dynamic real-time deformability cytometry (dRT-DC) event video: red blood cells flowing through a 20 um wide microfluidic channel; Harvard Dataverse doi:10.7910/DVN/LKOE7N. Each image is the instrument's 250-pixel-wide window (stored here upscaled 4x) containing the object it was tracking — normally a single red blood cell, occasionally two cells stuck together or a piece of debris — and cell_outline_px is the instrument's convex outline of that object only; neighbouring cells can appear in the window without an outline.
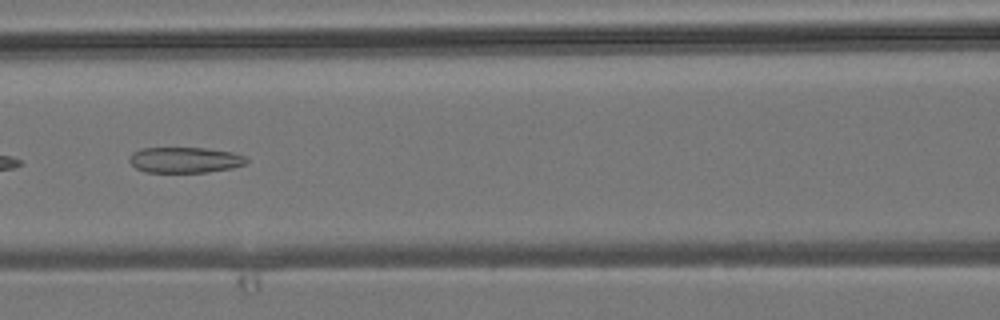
{"species": "common noctule bat (a hibernating species)", "species_latin": "Nyctalus noctula", "temperature_condition": "room temperature", "stored_images_in_passage": 6, "camera_frame_rate_fps": 3000, "um_per_image_px": 0.085, "animal": {"sex": "male", "body_mass_g": 19.2, "forearm_length_mm": 51.8}, "frame": {"image": 1, "passage_image": 6, "time_ms": 5.667, "image_size_px": [1000, 320], "cell_outline_px": [[248, 160], [244, 164], [232, 168], [208, 172], [144, 172], [136, 168], [128, 160], [128, 156], [132, 152], [140, 148], [204, 148], [232, 152], [244, 156]], "centroid_in_image_um": [15.67, 13.59], "position_along_channel_um": 150.9, "area_um2": 17.57}}